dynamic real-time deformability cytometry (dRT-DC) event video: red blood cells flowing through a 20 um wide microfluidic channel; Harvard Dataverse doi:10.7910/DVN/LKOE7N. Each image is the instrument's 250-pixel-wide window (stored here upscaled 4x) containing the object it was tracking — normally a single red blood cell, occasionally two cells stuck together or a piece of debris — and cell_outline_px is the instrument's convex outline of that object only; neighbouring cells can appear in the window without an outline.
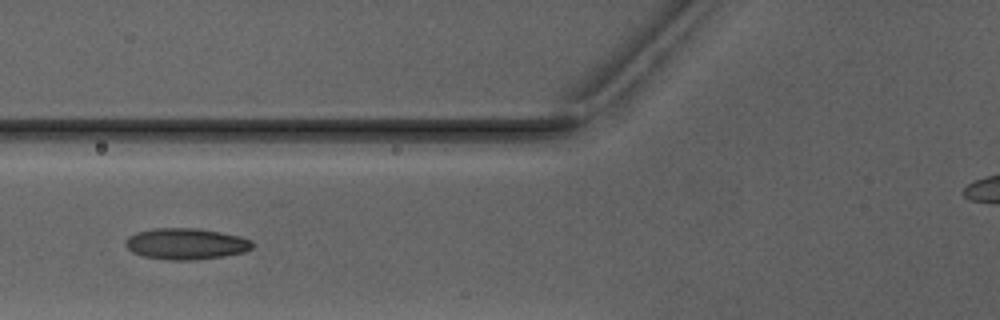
{"species": "Egyptian fruit bat (a non-hibernating species)", "species_latin": "Rousettus aegyptiacus", "temperature_condition": "warm", "stored_images_in_passage": 6, "camera_frame_rate_fps": 3000, "um_per_image_px": 0.085, "animal": {"sex": "male"}, "frame": {"image": 1, "passage_image": 6, "time_ms": 7.0, "image_size_px": [1000, 320], "cell_outline_px": [[252, 248], [244, 252], [224, 256], [192, 260], [172, 260], [144, 256], [132, 252], [124, 244], [124, 240], [128, 236], [136, 232], [152, 228], [196, 228], [220, 232], [240, 236], [252, 240]], "centroid_in_image_um": [15.78, 20.71], "position_along_channel_um": 110.0, "area_um2": 23.12}}